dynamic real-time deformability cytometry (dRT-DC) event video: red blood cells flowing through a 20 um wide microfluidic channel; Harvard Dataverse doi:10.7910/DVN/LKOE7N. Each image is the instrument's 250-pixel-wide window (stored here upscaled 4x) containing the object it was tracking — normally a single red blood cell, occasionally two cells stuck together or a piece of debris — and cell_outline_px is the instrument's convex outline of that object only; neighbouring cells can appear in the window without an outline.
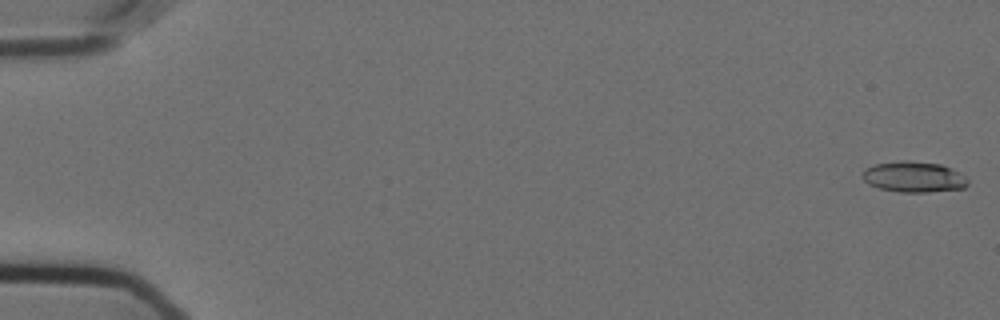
{"species": "Egyptian fruit bat (a non-hibernating species)", "species_latin": "Rousettus aegyptiacus", "temperature_condition": "cold", "stored_images_in_passage": 54, "camera_frame_rate_fps": 3000, "um_per_image_px": 0.085, "animal": {"sex": "female"}, "frame": {"image": 1, "passage_image": 1, "time_ms": 0.0, "image_size_px": [1000, 320], "cell_outline_px": [[968, 184], [964, 188], [928, 192], [900, 192], [880, 188], [868, 184], [860, 176], [868, 168], [876, 164], [900, 160], [908, 160], [940, 164], [952, 168], [960, 172], [968, 180]], "centroid_in_image_um": [77.69, 15.03], "position_along_channel_um": 7.3, "area_um2": 18.9}}
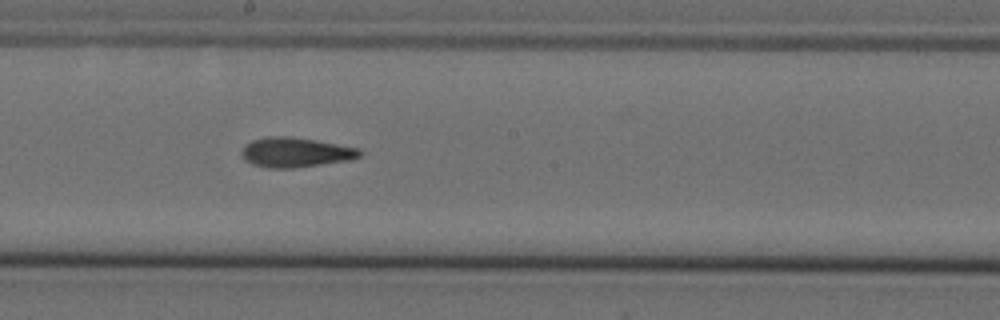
{"frame": {"image": 2, "passage_image": 32, "time_ms": 10.333, "image_size_px": [1000, 320], "cell_outline_px": [[364, 152], [360, 156], [352, 160], [296, 168], [268, 168], [252, 164], [244, 160], [240, 152], [244, 144], [252, 140], [268, 136], [288, 136], [316, 140], [360, 148]], "centroid_in_image_um": [25.13, 12.95], "position_along_channel_um": 223.1, "area_um2": 20.87}}
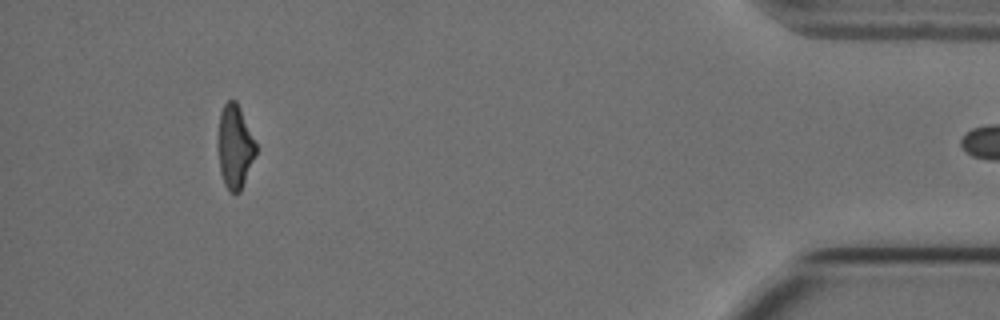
{"frame": {"image": 3, "passage_image": 53, "time_ms": 17.333, "image_size_px": [1000, 320], "cell_outline_px": [[256, 152], [240, 192], [228, 192], [224, 184], [220, 172], [216, 144], [216, 140], [220, 112], [224, 104], [228, 100], [236, 100], [256, 144]], "centroid_in_image_um": [19.91, 12.46], "position_along_channel_um": 415.3, "area_um2": 18.55}}